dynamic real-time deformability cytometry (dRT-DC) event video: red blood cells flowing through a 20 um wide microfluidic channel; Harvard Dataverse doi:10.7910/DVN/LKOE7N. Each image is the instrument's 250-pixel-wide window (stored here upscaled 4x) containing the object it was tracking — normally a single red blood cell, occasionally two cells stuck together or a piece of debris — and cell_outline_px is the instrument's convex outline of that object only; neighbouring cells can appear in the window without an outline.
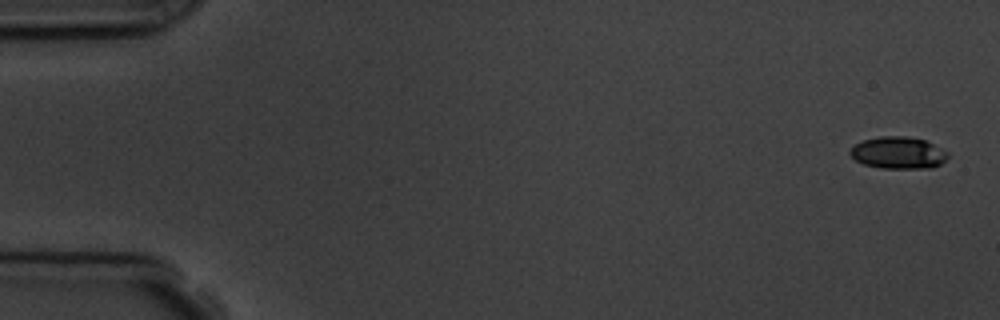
{"species": "common noctule bat (a hibernating species)", "species_latin": "Nyctalus noctula", "temperature_condition": "room temperature", "stored_images_in_passage": 5, "camera_frame_rate_fps": 3000, "um_per_image_px": 0.085, "animal": {"sex": "male", "body_mass_g": 19.5, "forearm_length_mm": 54.6}, "frame": {"image": 1, "passage_image": 1, "time_ms": 0.0, "image_size_px": [1000, 320], "cell_outline_px": [[948, 156], [940, 164], [932, 168], [880, 168], [864, 164], [856, 160], [848, 152], [856, 144], [864, 140], [880, 136], [908, 136], [924, 140], [948, 152]], "centroid_in_image_um": [76.35, 12.99], "position_along_channel_um": 8.7, "area_um2": 18.03}}